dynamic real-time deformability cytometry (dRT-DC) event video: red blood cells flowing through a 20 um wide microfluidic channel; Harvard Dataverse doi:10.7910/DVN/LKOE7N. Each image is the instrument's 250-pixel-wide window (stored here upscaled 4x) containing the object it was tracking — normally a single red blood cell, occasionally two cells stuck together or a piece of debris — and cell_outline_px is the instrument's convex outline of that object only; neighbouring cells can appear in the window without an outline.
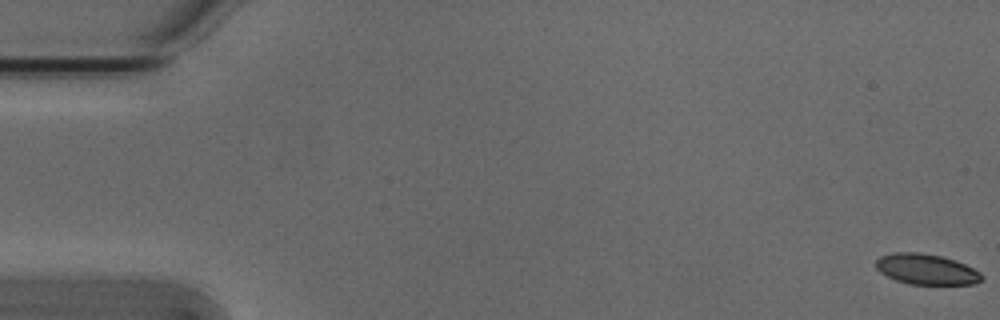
{"species": "Egyptian fruit bat (a non-hibernating species)", "species_latin": "Rousettus aegyptiacus", "temperature_condition": "cold", "stored_images_in_passage": 45, "camera_frame_rate_fps": 3000, "um_per_image_px": 0.085, "animal": {"sex": "male"}, "frame": {"image": 1, "passage_image": 1, "time_ms": 0.0, "image_size_px": [1000, 320], "cell_outline_px": [[984, 276], [976, 284], [908, 284], [896, 280], [880, 272], [876, 268], [876, 260], [880, 256], [896, 252], [920, 252], [940, 256], [964, 264], [980, 272]], "centroid_in_image_um": [78.72, 22.89], "position_along_channel_um": 6.3, "area_um2": 18.67}}
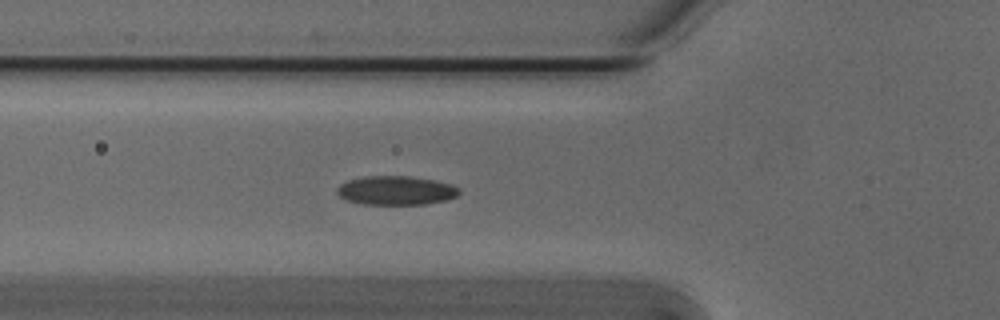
{"frame": {"image": 2, "passage_image": 20, "time_ms": 6.333, "image_size_px": [1000, 320], "cell_outline_px": [[460, 192], [456, 196], [448, 200], [424, 204], [364, 204], [344, 200], [336, 192], [336, 188], [340, 184], [348, 180], [364, 176], [408, 176], [436, 180], [452, 184], [460, 188]], "centroid_in_image_um": [33.66, 16.18], "position_along_channel_um": 92.1, "area_um2": 20.81}}
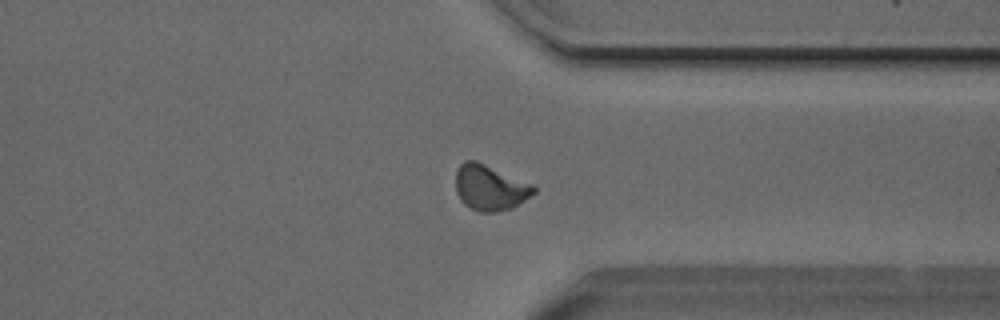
{"frame": {"image": 3, "passage_image": 42, "time_ms": 13.667, "image_size_px": [1000, 320], "cell_outline_px": [[536, 192], [512, 208], [496, 212], [480, 212], [464, 204], [460, 200], [456, 192], [456, 172], [460, 164], [464, 160], [476, 160], [532, 184], [536, 188]], "centroid_in_image_um": [41.63, 15.95], "position_along_channel_um": 369.8, "area_um2": 20.63}, "authors_computed_cell_mechanics": {"area_um2": 19.8832, "velocity_mm_per_s": 3.8004, "shape_relaxation_time_tau1_ms": 4.0861, "shape_relaxation_time_tau2_ms": 2.4364, "deformation_change_tau1": 0.1178, "deformation_change_tau2": 0.0564}}